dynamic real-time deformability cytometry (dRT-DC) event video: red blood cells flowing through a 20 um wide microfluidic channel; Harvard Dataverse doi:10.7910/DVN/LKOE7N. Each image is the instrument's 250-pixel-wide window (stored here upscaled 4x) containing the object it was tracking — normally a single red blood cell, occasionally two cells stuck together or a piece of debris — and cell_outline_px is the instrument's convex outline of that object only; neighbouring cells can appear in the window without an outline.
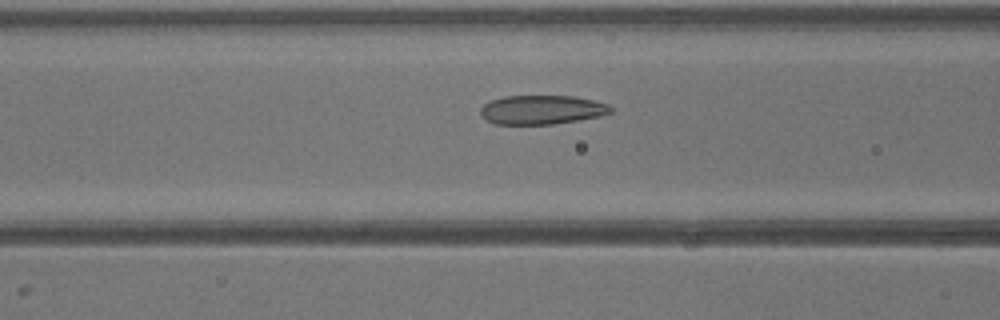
{"species": "common noctule bat (a hibernating species)", "species_latin": "Nyctalus noctula", "temperature_condition": "warm", "stored_images_in_passage": 38, "camera_frame_rate_fps": 3000, "um_per_image_px": 0.085, "animal": {"sex": "male", "body_mass_g": 13.3}, "frame": {"image": 1, "passage_image": 14, "time_ms": 4.333, "image_size_px": [1000, 320], "cell_outline_px": [[612, 112], [600, 116], [556, 124], [496, 124], [480, 116], [480, 108], [484, 104], [492, 100], [504, 96], [572, 96], [592, 100], [608, 104], [612, 108]], "centroid_in_image_um": [46.04, 9.33], "position_along_channel_um": 120.6, "area_um2": 22.02}}
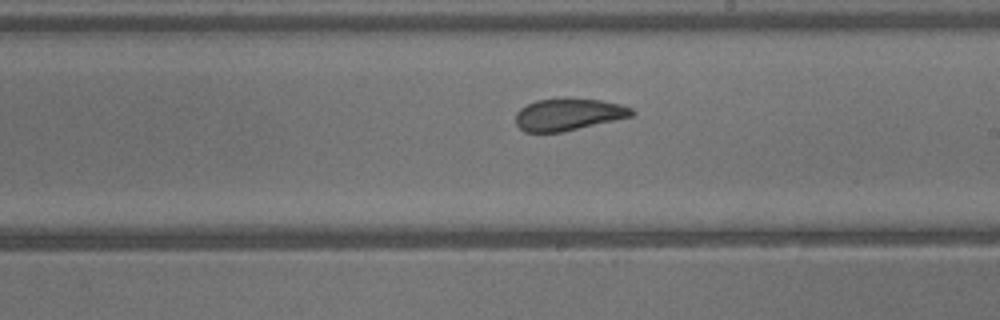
{"frame": {"image": 2, "passage_image": 21, "time_ms": 6.667, "image_size_px": [1000, 320], "cell_outline_px": [[636, 112], [632, 116], [564, 132], [524, 132], [516, 124], [516, 112], [520, 108], [536, 100], [568, 96], [600, 100], [620, 104], [632, 108]], "centroid_in_image_um": [48.31, 9.7], "position_along_channel_um": 240.7, "area_um2": 22.14}}
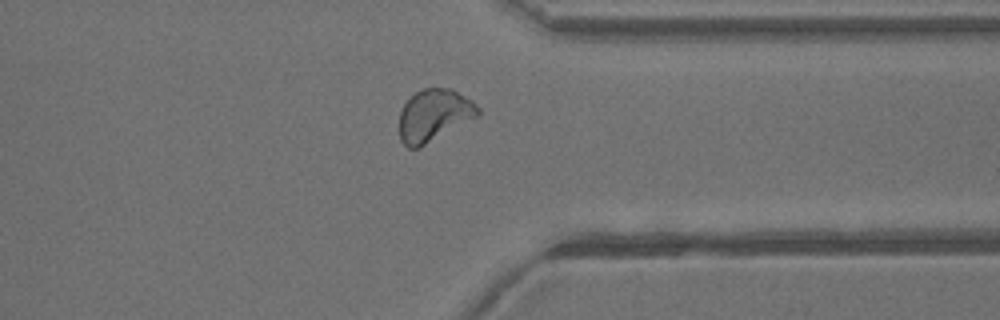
{"frame": {"image": 3, "passage_image": 29, "time_ms": 9.333, "image_size_px": [1000, 320], "cell_outline_px": [[480, 112], [476, 116], [420, 148], [408, 148], [400, 140], [400, 112], [404, 104], [416, 92], [424, 88], [452, 88], [472, 100], [480, 108]], "centroid_in_image_um": [36.88, 9.79], "position_along_channel_um": 374.5, "area_um2": 23.64}}